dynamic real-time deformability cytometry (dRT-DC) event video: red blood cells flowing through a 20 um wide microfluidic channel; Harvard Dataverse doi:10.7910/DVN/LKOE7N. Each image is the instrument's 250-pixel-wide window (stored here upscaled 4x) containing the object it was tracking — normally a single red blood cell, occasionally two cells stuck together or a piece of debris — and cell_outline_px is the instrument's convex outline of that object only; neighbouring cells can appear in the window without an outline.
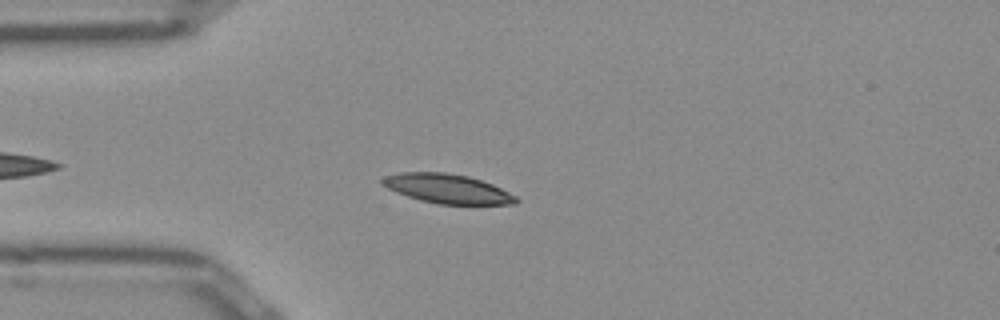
{"species": "Egyptian fruit bat (a non-hibernating species)", "species_latin": "Rousettus aegyptiacus", "temperature_condition": "room temperature", "stored_images_in_passage": 36, "camera_frame_rate_fps": 3000, "um_per_image_px": 0.085, "frame": {"image": 1, "passage_image": 6, "time_ms": 1.667, "image_size_px": [1000, 320], "cell_outline_px": [[520, 200], [516, 204], [436, 204], [420, 200], [396, 192], [380, 184], [380, 180], [384, 176], [400, 172], [444, 172], [468, 176], [492, 184], [516, 196]], "centroid_in_image_um": [38.0, 16.04], "position_along_channel_um": 47.0, "area_um2": 22.83}}
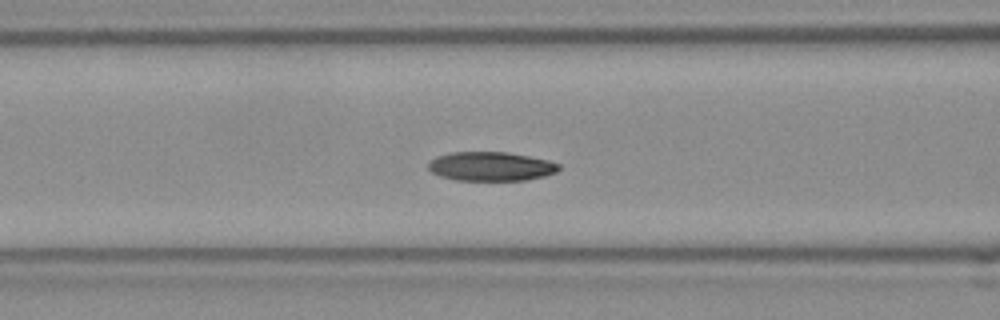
{"frame": {"image": 2, "passage_image": 13, "time_ms": 4.0, "image_size_px": [1000, 320], "cell_outline_px": [[560, 168], [556, 172], [544, 176], [524, 180], [456, 180], [440, 176], [432, 172], [428, 168], [428, 164], [436, 156], [448, 152], [508, 152], [548, 160], [560, 164]], "centroid_in_image_um": [41.71, 14.13], "position_along_channel_um": 124.9, "area_um2": 22.08}}
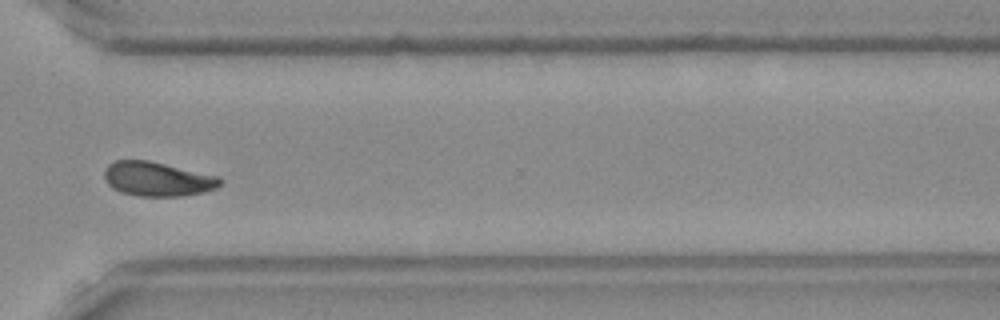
{"frame": {"image": 3, "passage_image": 31, "time_ms": 10.0, "image_size_px": [1000, 320], "cell_outline_px": [[224, 180], [216, 188], [204, 192], [184, 196], [136, 196], [120, 192], [112, 188], [108, 184], [104, 176], [104, 172], [108, 164], [116, 160], [148, 160], [220, 176]], "centroid_in_image_um": [13.4, 15.22], "position_along_channel_um": 357.2, "area_um2": 23.35}, "authors_computed_cell_mechanics": {"area_um2": 22.8021, "velocity_mm_per_s": 3.8815, "shape_relaxation_time_tau1_ms": 3.4617, "shape_relaxation_time_tau2_ms": 3.848, "deformation_change_tau1": 0.1059, "deformation_change_tau2": 0.0797}}